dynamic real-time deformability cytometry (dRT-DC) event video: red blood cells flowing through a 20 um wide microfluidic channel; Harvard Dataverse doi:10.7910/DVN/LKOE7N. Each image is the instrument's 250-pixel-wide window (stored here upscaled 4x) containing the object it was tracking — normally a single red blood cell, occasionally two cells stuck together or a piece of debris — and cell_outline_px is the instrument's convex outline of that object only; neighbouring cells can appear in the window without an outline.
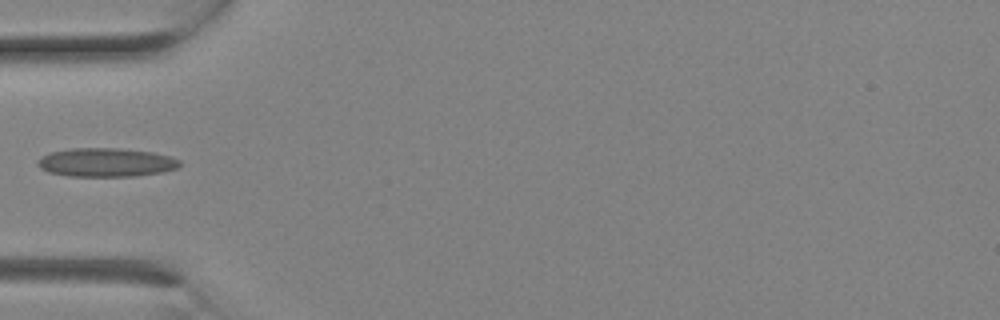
{"species": "Egyptian fruit bat (a non-hibernating species)", "species_latin": "Rousettus aegyptiacus", "temperature_condition": "room temperature", "stored_images_in_passage": 1, "camera_frame_rate_fps": 3000, "um_per_image_px": 0.085, "animal": {"sex": "female"}, "frame": {"image": 1, "passage_image": 1, "time_ms": 0.0, "image_size_px": [1000, 320], "cell_outline_px": [[180, 164], [176, 168], [160, 172], [136, 176], [68, 176], [48, 172], [40, 168], [36, 164], [36, 160], [40, 156], [52, 152], [72, 148], [120, 148], [152, 152], [172, 156], [180, 160]], "centroid_in_image_um": [8.98, 13.8], "position_along_channel_um": 76.0, "area_um2": 23.87}}